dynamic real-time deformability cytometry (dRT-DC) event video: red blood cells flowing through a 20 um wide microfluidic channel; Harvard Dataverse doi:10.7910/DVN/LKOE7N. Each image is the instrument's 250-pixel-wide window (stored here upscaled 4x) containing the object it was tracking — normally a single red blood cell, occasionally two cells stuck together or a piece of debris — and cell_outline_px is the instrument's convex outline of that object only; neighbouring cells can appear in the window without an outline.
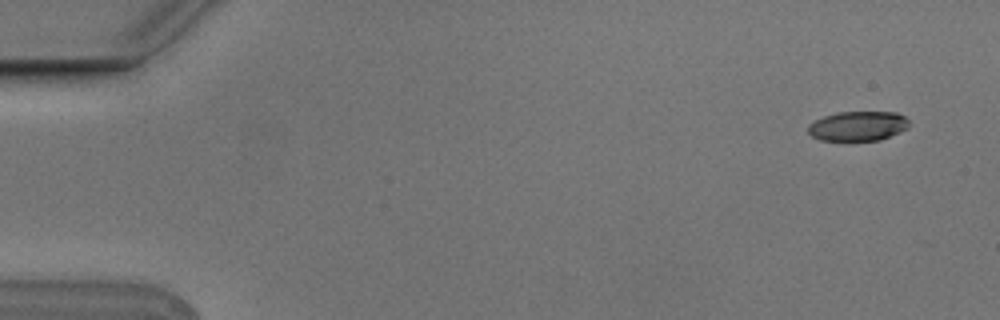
{"species": "Egyptian fruit bat (a non-hibernating species)", "species_latin": "Rousettus aegyptiacus", "temperature_condition": "cold", "stored_images_in_passage": 4, "camera_frame_rate_fps": 3000, "um_per_image_px": 0.085, "animal": {"sex": "male"}, "frame": {"image": 1, "passage_image": 1, "time_ms": 0.0, "image_size_px": [1000, 320], "cell_outline_px": [[908, 128], [900, 132], [880, 140], [820, 140], [812, 136], [808, 132], [808, 124], [824, 116], [836, 112], [896, 112], [904, 116], [908, 120]], "centroid_in_image_um": [72.92, 10.71], "position_along_channel_um": 12.1, "area_um2": 17.4}}